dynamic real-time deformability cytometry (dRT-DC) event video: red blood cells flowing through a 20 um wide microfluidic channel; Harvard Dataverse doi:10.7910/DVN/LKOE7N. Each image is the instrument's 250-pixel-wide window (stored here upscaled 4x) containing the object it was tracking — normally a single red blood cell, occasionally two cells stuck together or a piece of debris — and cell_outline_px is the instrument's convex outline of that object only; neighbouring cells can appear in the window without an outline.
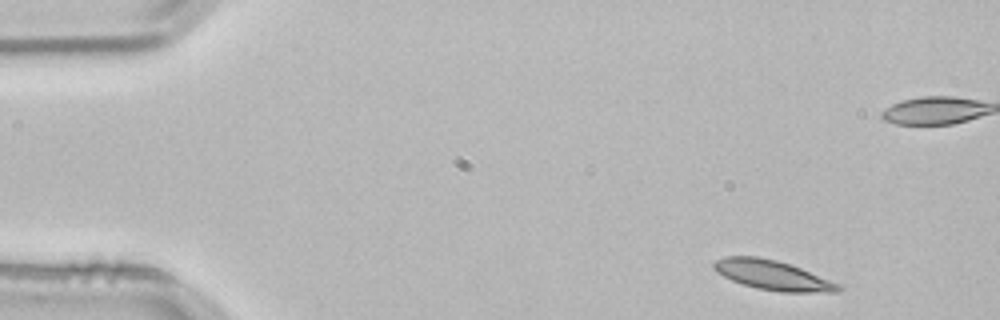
{"species": "common noctule bat (a hibernating species)", "species_latin": "Nyctalus noctula", "temperature_condition": "room temperature", "stored_images_in_passage": 4, "camera_frame_rate_fps": 3000, "um_per_image_px": 0.085, "animal": {"sex": "male", "body_mass_g": 21.5, "forearm_length_mm": 52.0}, "frame": {"image": 1, "passage_image": 1, "time_ms": 0.0, "image_size_px": [1000, 320], "cell_outline_px": [[844, 288], [840, 292], [780, 292], [756, 288], [732, 280], [716, 272], [712, 268], [712, 264], [716, 260], [724, 256], [756, 256], [776, 260], [800, 268], [840, 284]], "centroid_in_image_um": [65.67, 23.39], "position_along_channel_um": 19.3, "area_um2": 21.44}}